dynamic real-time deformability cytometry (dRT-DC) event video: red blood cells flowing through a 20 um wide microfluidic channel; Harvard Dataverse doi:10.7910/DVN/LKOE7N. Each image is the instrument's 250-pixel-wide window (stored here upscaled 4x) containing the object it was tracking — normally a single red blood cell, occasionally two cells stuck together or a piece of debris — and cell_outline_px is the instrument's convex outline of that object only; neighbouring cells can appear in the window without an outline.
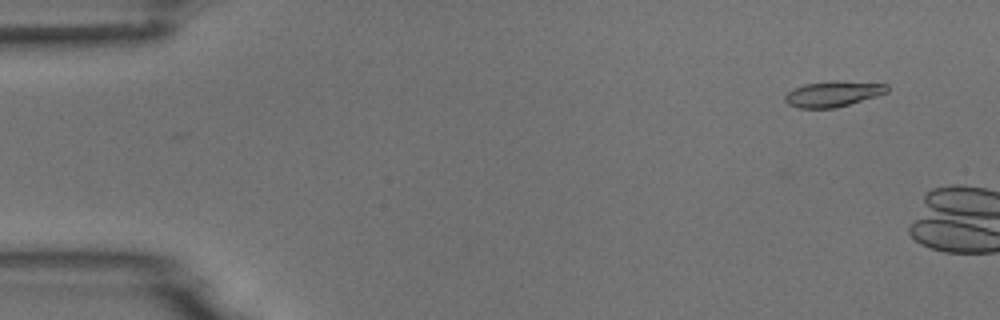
{"species": "common noctule bat (a hibernating species)", "species_latin": "Nyctalus noctula", "temperature_condition": "room temperature", "stored_images_in_passage": 7, "camera_frame_rate_fps": 3000, "um_per_image_px": 0.085, "animal": {"sex": "male", "body_mass_g": 18.8}, "frame": {"image": 1, "passage_image": 4, "time_ms": 1.0, "image_size_px": [1000, 320], "cell_outline_px": [[888, 92], [876, 96], [836, 108], [800, 108], [788, 104], [784, 100], [784, 96], [792, 88], [804, 84], [832, 80], [836, 80], [888, 84]], "centroid_in_image_um": [70.79, 7.97], "position_along_channel_um": 14.2, "area_um2": 15.37}}